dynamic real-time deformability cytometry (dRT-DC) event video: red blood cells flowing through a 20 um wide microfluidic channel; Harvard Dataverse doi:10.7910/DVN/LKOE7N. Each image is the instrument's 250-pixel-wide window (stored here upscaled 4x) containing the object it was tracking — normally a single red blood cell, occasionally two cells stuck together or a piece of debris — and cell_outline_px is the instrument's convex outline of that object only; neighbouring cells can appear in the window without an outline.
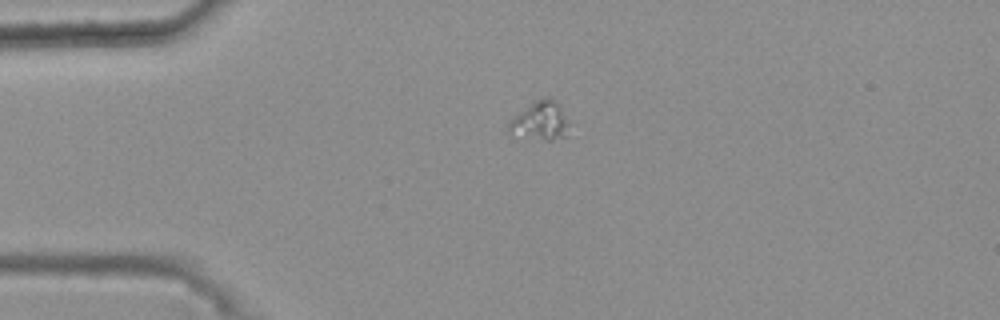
{"species": "common noctule bat (a hibernating species)", "species_latin": "Nyctalus noctula", "temperature_condition": "warm", "stored_images_in_passage": 38, "camera_frame_rate_fps": 3000, "um_per_image_px": 0.085, "animal": {"sex": "female", "body_mass_g": 25.1}, "frame": {"image": 1, "passage_image": 1, "time_ms": 0.0, "image_size_px": [1000, 320], "cell_outline_px": [[568, 136], [552, 140], [544, 140], [508, 132], [508, 124], [520, 112], [536, 100], [544, 96], [548, 96], [556, 100], [560, 104], [568, 124]], "centroid_in_image_um": [45.99, 10.25], "position_along_channel_um": 39.0, "area_um2": 13.29}}
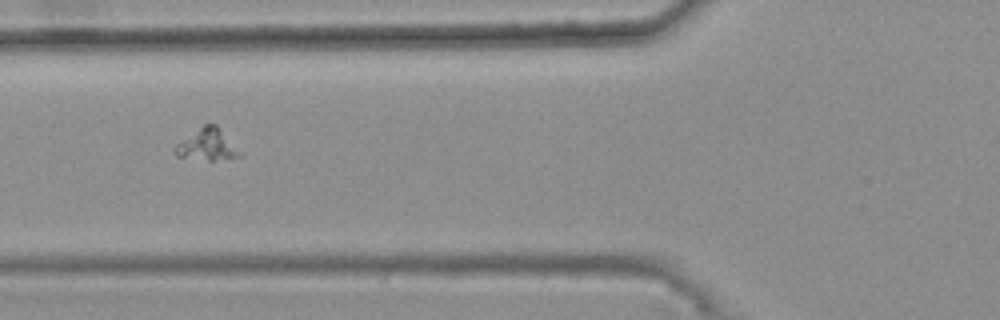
{"frame": {"image": 2, "passage_image": 9, "time_ms": 2.667, "image_size_px": [1000, 320], "cell_outline_px": [[244, 156], [212, 160], [208, 160], [176, 156], [176, 144], [204, 124], [216, 124]], "centroid_in_image_um": [17.63, 12.3], "position_along_channel_um": 108.2, "area_um2": 11.5}}
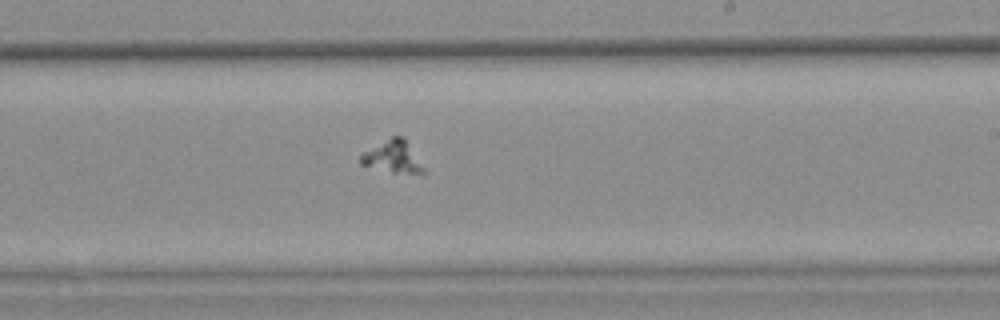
{"frame": {"image": 3, "passage_image": 21, "time_ms": 6.667, "image_size_px": [1000, 320], "cell_outline_px": [[424, 172], [392, 172], [360, 164], [360, 156], [364, 152], [392, 136], [400, 136], [404, 140], [424, 168]], "centroid_in_image_um": [33.33, 13.33], "position_along_channel_um": 255.7, "area_um2": 10.92}}